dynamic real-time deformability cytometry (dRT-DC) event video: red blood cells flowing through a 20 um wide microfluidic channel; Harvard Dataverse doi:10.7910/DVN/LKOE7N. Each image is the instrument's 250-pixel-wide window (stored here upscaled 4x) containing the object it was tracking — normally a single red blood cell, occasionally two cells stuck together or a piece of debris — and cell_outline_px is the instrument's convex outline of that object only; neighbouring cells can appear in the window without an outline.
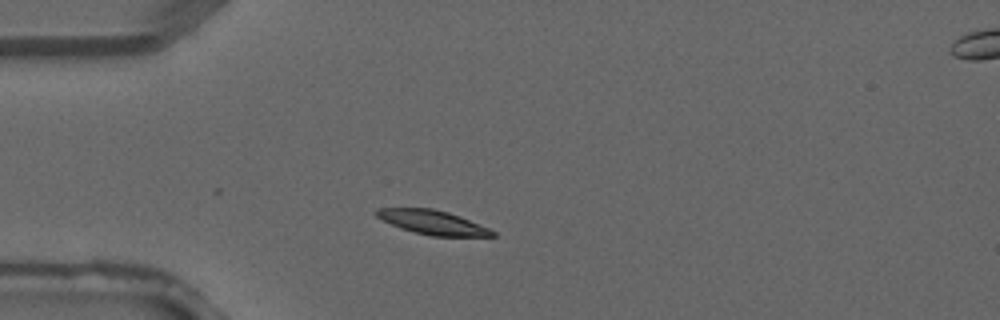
{"species": "common noctule bat (a hibernating species)", "species_latin": "Nyctalus noctula", "temperature_condition": "warm", "stored_images_in_passage": 2, "camera_frame_rate_fps": 3000, "um_per_image_px": 0.085, "animal": {"sex": "male", "forearm_length_mm": 52.5}, "frame": {"image": 1, "passage_image": 1, "time_ms": 0.0, "image_size_px": [1000, 320], "cell_outline_px": [[496, 236], [432, 236], [400, 228], [376, 216], [372, 212], [380, 208], [432, 208], [448, 212], [460, 216], [488, 228], [496, 232]], "centroid_in_image_um": [36.77, 18.89], "position_along_channel_um": 48.2, "area_um2": 16.13}}